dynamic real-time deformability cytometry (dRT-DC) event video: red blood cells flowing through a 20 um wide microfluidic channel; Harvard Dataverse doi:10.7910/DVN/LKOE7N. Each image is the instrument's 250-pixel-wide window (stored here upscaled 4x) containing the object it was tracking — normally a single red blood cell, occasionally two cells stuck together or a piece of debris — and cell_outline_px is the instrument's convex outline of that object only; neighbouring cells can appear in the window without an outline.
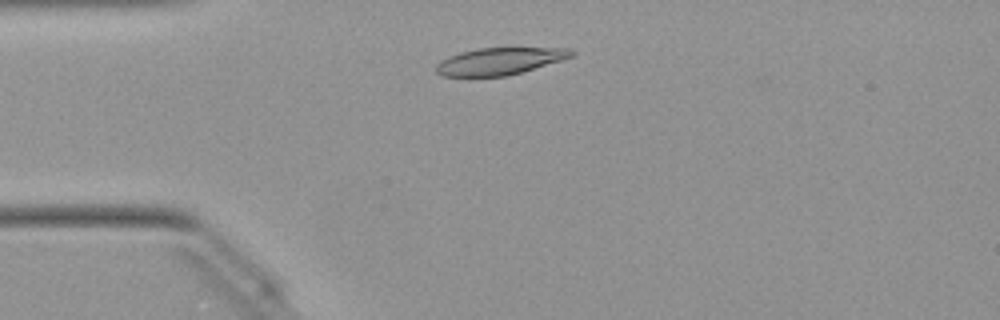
{"species": "Egyptian fruit bat (a non-hibernating species)", "species_latin": "Rousettus aegyptiacus", "temperature_condition": "warm", "stored_images_in_passage": 44, "camera_frame_rate_fps": 3000, "um_per_image_px": 0.085, "animal": {"sex": "female"}, "frame": {"image": 1, "passage_image": 6, "time_ms": 1.667, "image_size_px": [1000, 320], "cell_outline_px": [[576, 52], [572, 56], [560, 60], [508, 76], [440, 76], [436, 72], [436, 64], [440, 60], [448, 56], [460, 52], [476, 48], [568, 48]], "centroid_in_image_um": [42.41, 5.2], "position_along_channel_um": 42.6, "area_um2": 21.21}}
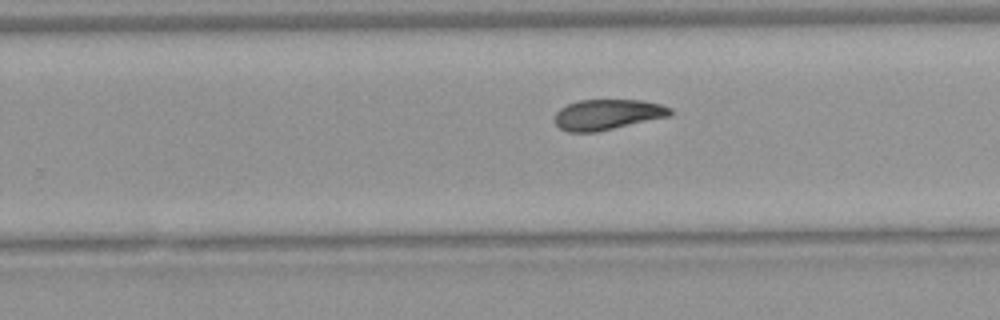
{"frame": {"image": 2, "passage_image": 25, "time_ms": 8.0, "image_size_px": [1000, 320], "cell_outline_px": [[672, 116], [596, 132], [568, 132], [560, 128], [556, 124], [556, 112], [560, 108], [568, 104], [580, 100], [640, 100], [660, 104], [672, 108]], "centroid_in_image_um": [51.67, 9.74], "position_along_channel_um": 278.1, "area_um2": 20.52}}
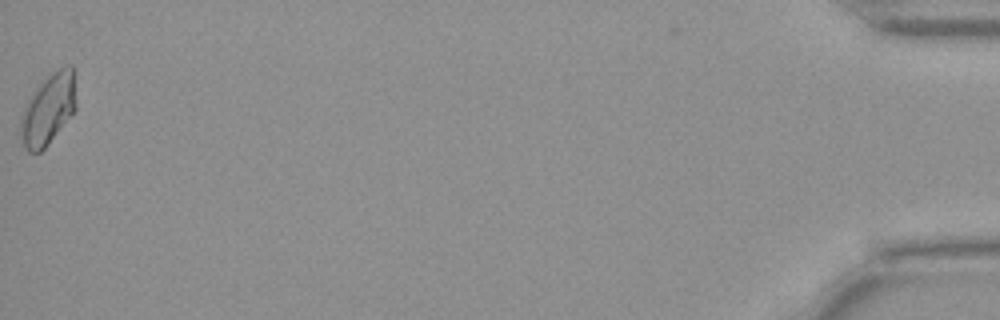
{"frame": {"image": 3, "passage_image": 44, "time_ms": 14.333, "image_size_px": [1000, 320], "cell_outline_px": [[76, 108], [48, 144], [40, 152], [28, 152], [24, 148], [20, 132], [20, 116], [32, 92], [40, 80], [48, 72], [68, 64], [72, 64], [76, 68]], "centroid_in_image_um": [4.12, 9.17], "position_along_channel_um": 431.1, "area_um2": 23.64}, "authors_computed_cell_mechanics": {"area_um2": 21.097, "velocity_mm_per_s": 4.0491, "shape_relaxation_time_tau1_ms": null, "shape_relaxation_time_tau2_ms": 5.3553, "deformation_change_tau1": null, "deformation_change_tau2": 0.109}}